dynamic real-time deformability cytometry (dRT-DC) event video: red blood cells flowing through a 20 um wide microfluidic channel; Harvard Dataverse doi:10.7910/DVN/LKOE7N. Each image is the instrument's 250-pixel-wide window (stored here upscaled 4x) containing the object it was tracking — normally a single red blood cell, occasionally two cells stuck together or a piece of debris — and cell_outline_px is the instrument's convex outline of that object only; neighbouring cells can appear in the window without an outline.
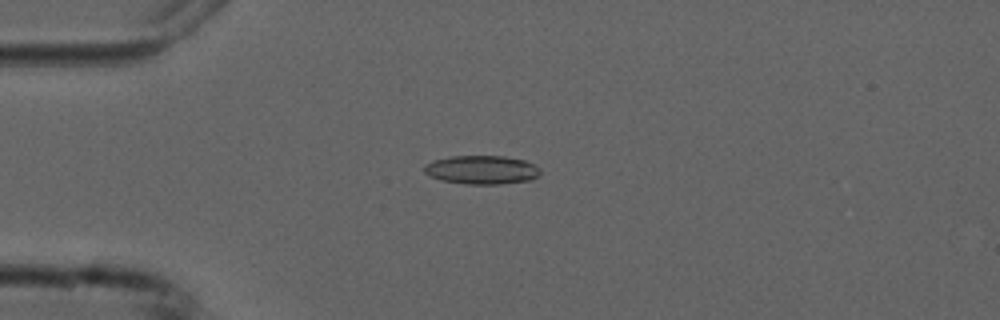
{"species": "common noctule bat (a hibernating species)", "species_latin": "Nyctalus noctula", "temperature_condition": "cold", "stored_images_in_passage": 15, "camera_frame_rate_fps": 3000, "um_per_image_px": 0.085, "animal": {"sex": "male", "forearm_length_mm": 52.5}, "frame": {"image": 1, "passage_image": 4, "time_ms": 4.333, "image_size_px": [1000, 320], "cell_outline_px": [[540, 172], [532, 180], [500, 184], [464, 184], [440, 180], [424, 172], [424, 164], [432, 160], [452, 156], [504, 156], [524, 160], [540, 168]], "centroid_in_image_um": [40.92, 14.43], "position_along_channel_um": 44.1, "area_um2": 19.42}}
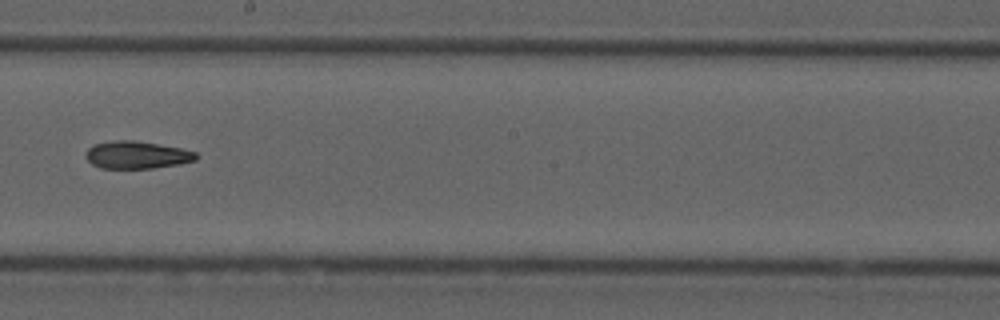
{"frame": {"image": 2, "passage_image": 9, "time_ms": 10.0, "image_size_px": [1000, 320], "cell_outline_px": [[200, 156], [196, 160], [180, 164], [152, 168], [100, 168], [92, 164], [84, 156], [88, 148], [96, 144], [116, 140], [132, 140], [180, 148], [196, 152]], "centroid_in_image_um": [11.64, 13.18], "position_along_channel_um": 236.6, "area_um2": 17.57}}
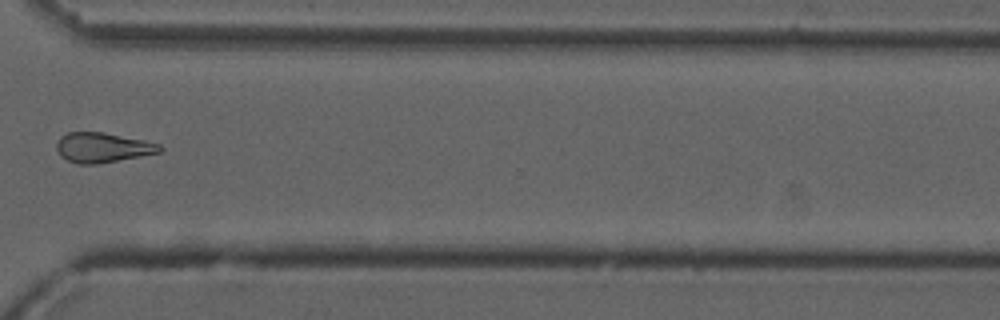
{"frame": {"image": 3, "passage_image": 12, "time_ms": 13.333, "image_size_px": [1000, 320], "cell_outline_px": [[164, 148], [160, 152], [140, 156], [96, 164], [76, 164], [60, 156], [56, 148], [56, 144], [60, 136], [68, 132], [104, 132], [144, 140], [160, 144]], "centroid_in_image_um": [8.7, 12.53], "position_along_channel_um": 361.9, "area_um2": 17.98}, "authors_computed_cell_mechanics": {"area_um2": 18.2648, "velocity_mm_per_s": 3.7694, "shape_relaxation_time_tau1_ms": 9.1532, "shape_relaxation_time_tau2_ms": null, "deformation_change_tau1": 0.1727, "deformation_change_tau2": null}}